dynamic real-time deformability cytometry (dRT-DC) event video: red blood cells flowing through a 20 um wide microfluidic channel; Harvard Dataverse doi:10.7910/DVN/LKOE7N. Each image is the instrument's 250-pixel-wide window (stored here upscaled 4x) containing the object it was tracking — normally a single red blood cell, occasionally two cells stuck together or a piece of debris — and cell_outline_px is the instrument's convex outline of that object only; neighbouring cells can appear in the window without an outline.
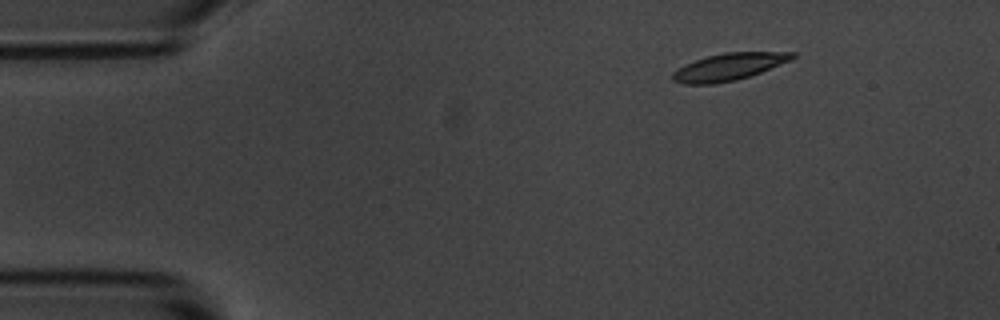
{"species": "common noctule bat (a hibernating species)", "species_latin": "Nyctalus noctula", "temperature_condition": "room temperature", "stored_images_in_passage": 7, "camera_frame_rate_fps": 3000, "um_per_image_px": 0.085, "animal": {"sex": "male", "body_mass_g": 20.1, "forearm_length_mm": 53.5}, "frame": {"image": 1, "passage_image": 1, "time_ms": 0.0, "image_size_px": [1000, 320], "cell_outline_px": [[796, 56], [792, 60], [760, 72], [736, 80], [712, 84], [684, 84], [672, 80], [672, 72], [696, 60], [708, 56], [724, 52], [796, 52]], "centroid_in_image_um": [61.98, 5.68], "position_along_channel_um": 23.0, "area_um2": 18.67}}
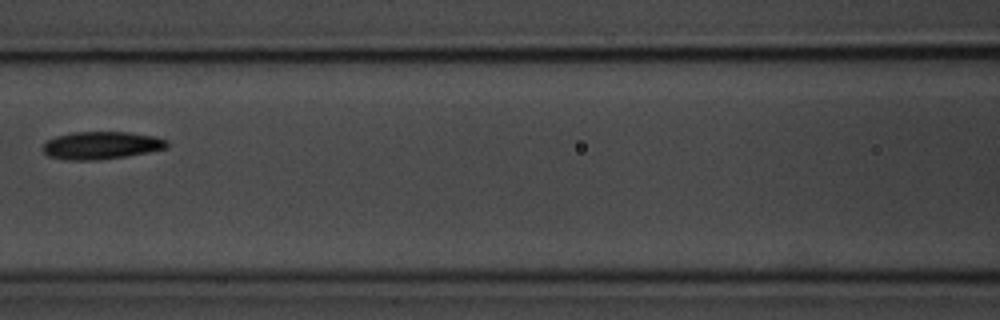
{"frame": {"image": 2, "passage_image": 6, "time_ms": 5.667, "image_size_px": [1000, 320], "cell_outline_px": [[168, 148], [128, 156], [96, 160], [68, 160], [48, 156], [40, 148], [48, 140], [56, 136], [72, 132], [128, 132], [156, 136], [168, 140]], "centroid_in_image_um": [8.62, 12.35], "position_along_channel_um": 158.0, "area_um2": 20.17}}
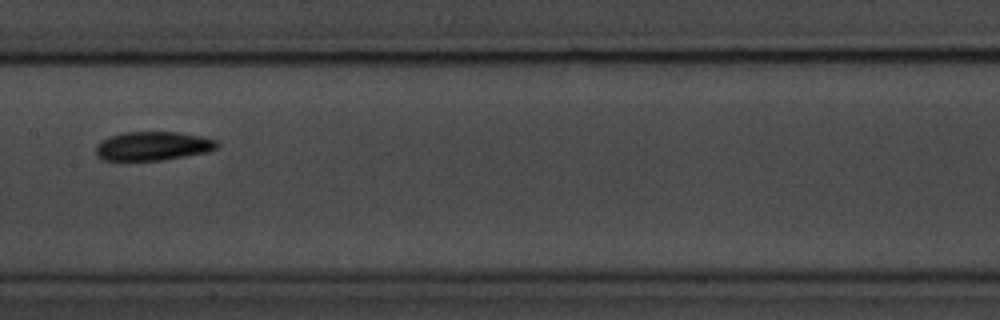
{"frame": {"image": 3, "passage_image": 7, "time_ms": 6.667, "image_size_px": [1000, 320], "cell_outline_px": [[220, 144], [216, 148], [208, 152], [164, 160], [100, 160], [96, 156], [96, 144], [100, 140], [108, 136], [124, 132], [176, 132], [200, 136], [216, 140]], "centroid_in_image_um": [12.96, 12.41], "position_along_channel_um": 194.4, "area_um2": 20.58}}